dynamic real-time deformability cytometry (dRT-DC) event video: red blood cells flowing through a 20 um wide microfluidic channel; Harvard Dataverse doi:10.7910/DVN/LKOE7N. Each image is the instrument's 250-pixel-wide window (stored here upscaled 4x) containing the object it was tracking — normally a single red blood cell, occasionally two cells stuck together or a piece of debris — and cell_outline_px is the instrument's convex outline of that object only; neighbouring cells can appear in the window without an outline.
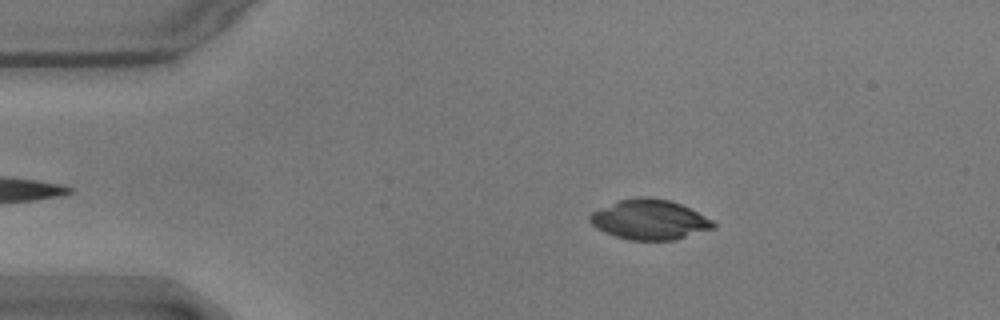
{"species": "common noctule bat (a hibernating species)", "species_latin": "Nyctalus noctula", "temperature_condition": "warm", "stored_images_in_passage": 46, "camera_frame_rate_fps": 3000, "um_per_image_px": 0.085, "animal": {"sex": "male", "body_mass_g": 17.9}, "frame": {"image": 1, "passage_image": 7, "time_ms": 2.0, "image_size_px": [1000, 320], "cell_outline_px": [[716, 224], [712, 228], [676, 240], [628, 240], [604, 232], [596, 228], [588, 220], [588, 216], [592, 212], [600, 208], [620, 200], [640, 196], [648, 196], [668, 200], [680, 204], [712, 220]], "centroid_in_image_um": [55.17, 18.67], "position_along_channel_um": 29.8, "area_um2": 28.5}}
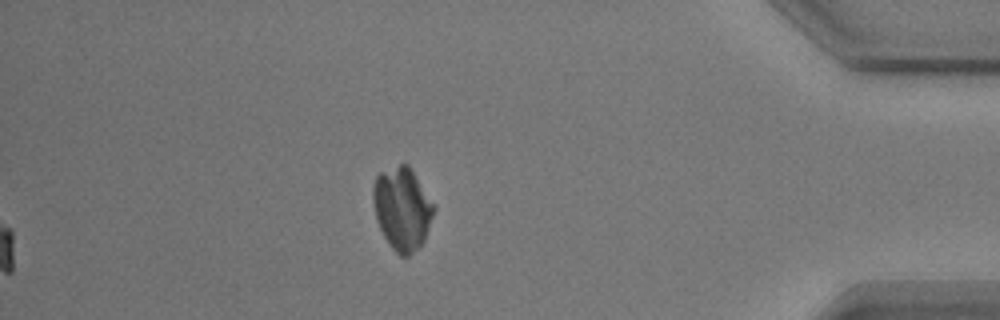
{"frame": {"image": 2, "passage_image": 46, "time_ms": 15.0, "image_size_px": [1000, 320], "cell_outline_px": [[436, 208], [424, 240], [408, 256], [400, 256], [392, 248], [384, 236], [376, 220], [372, 200], [372, 188], [376, 176], [380, 172], [400, 164], [408, 164]], "centroid_in_image_um": [34.16, 17.72], "position_along_channel_um": 401.0, "area_um2": 29.02}}